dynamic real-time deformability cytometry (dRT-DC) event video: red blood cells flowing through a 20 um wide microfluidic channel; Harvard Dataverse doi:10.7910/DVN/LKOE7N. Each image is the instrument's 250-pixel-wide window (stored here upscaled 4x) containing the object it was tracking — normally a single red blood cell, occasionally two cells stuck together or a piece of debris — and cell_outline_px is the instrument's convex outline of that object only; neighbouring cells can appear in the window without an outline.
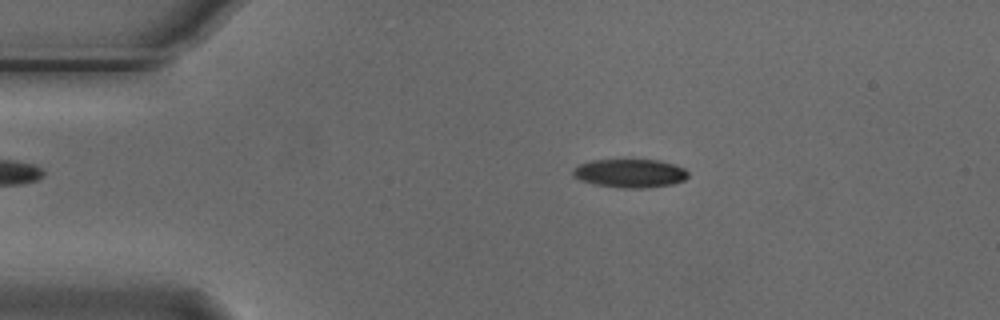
{"species": "Egyptian fruit bat (a non-hibernating species)", "species_latin": "Rousettus aegyptiacus", "temperature_condition": "cold", "stored_images_in_passage": 54, "camera_frame_rate_fps": 3000, "um_per_image_px": 0.085, "animal": {"sex": "male"}, "frame": {"image": 1, "passage_image": 10, "time_ms": 3.0, "image_size_px": [1000, 320], "cell_outline_px": [[688, 176], [684, 180], [672, 184], [648, 188], [620, 188], [592, 184], [580, 180], [572, 176], [572, 172], [580, 164], [592, 160], [660, 160], [684, 168], [688, 172]], "centroid_in_image_um": [53.54, 14.74], "position_along_channel_um": 31.5, "area_um2": 19.19}}
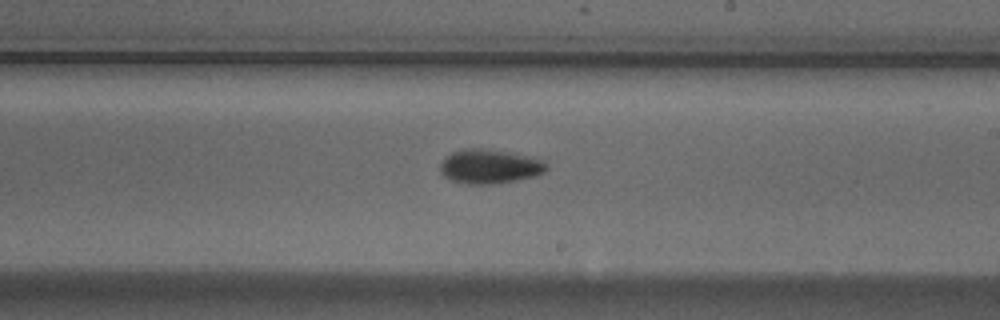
{"frame": {"image": 2, "passage_image": 31, "time_ms": 10.0, "image_size_px": [1000, 320], "cell_outline_px": [[548, 168], [544, 172], [536, 176], [516, 180], [492, 184], [468, 184], [452, 180], [444, 176], [440, 172], [440, 164], [444, 156], [452, 152], [464, 148], [480, 148], [508, 152], [532, 156], [540, 160]], "centroid_in_image_um": [41.58, 14.14], "position_along_channel_um": 247.4, "area_um2": 21.21}}
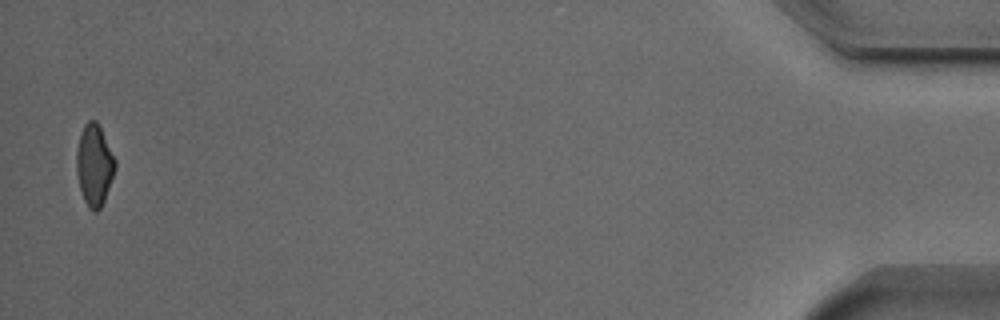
{"frame": {"image": 3, "passage_image": 53, "time_ms": 17.333, "image_size_px": [1000, 320], "cell_outline_px": [[116, 168], [104, 200], [100, 208], [96, 212], [92, 212], [88, 208], [84, 200], [80, 188], [76, 172], [76, 152], [80, 132], [84, 124], [88, 120], [96, 120], [100, 124], [116, 160]], "centroid_in_image_um": [8.01, 13.99], "position_along_channel_um": 427.2, "area_um2": 18.61}, "authors_computed_cell_mechanics": {"area_um2": 19.3341, "velocity_mm_per_s": 3.757, "shape_relaxation_time_tau1_ms": 4.4067, "shape_relaxation_time_tau2_ms": 9.5623, "deformation_change_tau1": 0.1707, "deformation_change_tau2": 0.1529}}